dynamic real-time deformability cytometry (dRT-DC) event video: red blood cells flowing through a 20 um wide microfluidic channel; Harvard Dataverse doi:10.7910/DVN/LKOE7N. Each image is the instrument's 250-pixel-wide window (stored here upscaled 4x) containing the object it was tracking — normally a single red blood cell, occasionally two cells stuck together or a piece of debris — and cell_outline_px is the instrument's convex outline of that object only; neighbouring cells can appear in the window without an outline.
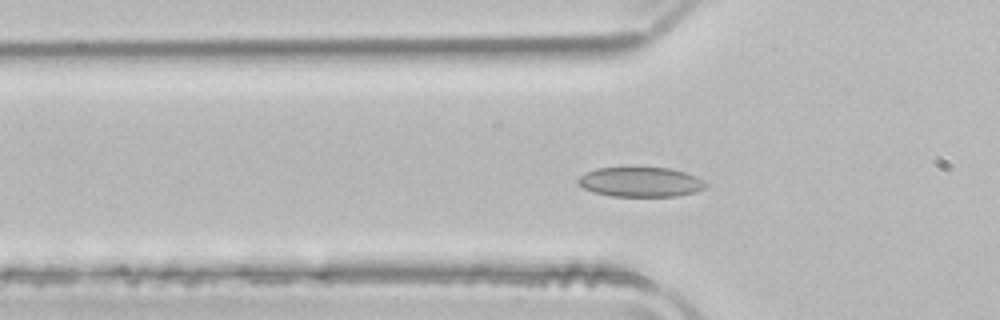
{"species": "common noctule bat (a hibernating species)", "species_latin": "Nyctalus noctula", "temperature_condition": "room temperature", "stored_images_in_passage": 41, "camera_frame_rate_fps": 3000, "um_per_image_px": 0.085, "animal": {"sex": "male", "body_mass_g": 21.5, "forearm_length_mm": 52.0}, "frame": {"image": 1, "passage_image": 6, "time_ms": 1.667, "image_size_px": [1000, 320], "cell_outline_px": [[708, 184], [704, 188], [692, 192], [676, 196], [612, 196], [592, 192], [576, 184], [576, 180], [584, 172], [596, 168], [628, 164], [672, 168], [696, 176], [704, 180]], "centroid_in_image_um": [54.37, 15.4], "position_along_channel_um": 71.4, "area_um2": 23.24}}
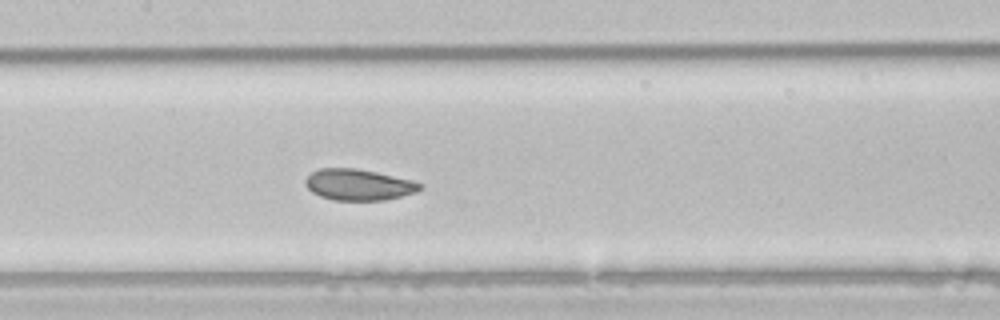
{"frame": {"image": 2, "passage_image": 14, "time_ms": 4.333, "image_size_px": [1000, 320], "cell_outline_px": [[424, 188], [416, 192], [384, 200], [332, 200], [320, 196], [312, 192], [304, 184], [304, 180], [312, 172], [320, 168], [356, 168], [376, 172], [412, 180], [424, 184]], "centroid_in_image_um": [30.48, 15.7], "position_along_channel_um": 176.9, "area_um2": 20.87}}
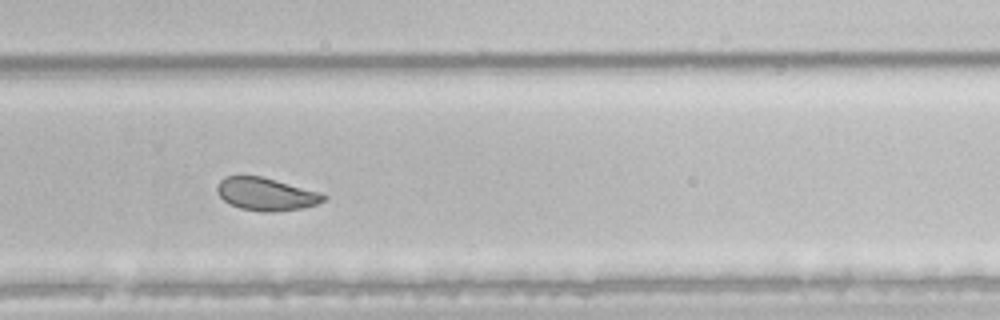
{"frame": {"image": 3, "passage_image": 24, "time_ms": 7.667, "image_size_px": [1000, 320], "cell_outline_px": [[328, 196], [324, 200], [316, 204], [304, 208], [276, 212], [264, 212], [240, 208], [224, 200], [216, 192], [216, 188], [220, 180], [224, 176], [260, 176], [320, 192]], "centroid_in_image_um": [22.62, 16.5], "position_along_channel_um": 307.2, "area_um2": 20.23}, "authors_computed_cell_mechanics": {"area_um2": 21.9062, "velocity_mm_per_s": 3.9311, "shape_relaxation_time_tau1_ms": 10.1003, "shape_relaxation_time_tau2_ms": 1.7591, "deformation_change_tau1": 0.1521, "deformation_change_tau2": 0.0437}}